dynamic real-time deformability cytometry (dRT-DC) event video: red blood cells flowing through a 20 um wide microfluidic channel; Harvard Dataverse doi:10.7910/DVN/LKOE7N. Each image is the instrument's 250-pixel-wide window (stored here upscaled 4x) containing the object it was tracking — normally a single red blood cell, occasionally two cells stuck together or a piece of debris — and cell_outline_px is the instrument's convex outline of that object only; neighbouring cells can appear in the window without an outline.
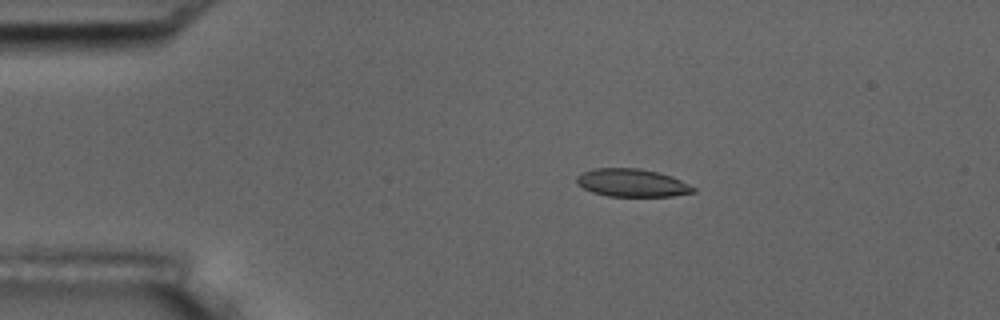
{"species": "common noctule bat (a hibernating species)", "species_latin": "Nyctalus noctula", "temperature_condition": "room temperature", "stored_images_in_passage": 5, "camera_frame_rate_fps": 3000, "um_per_image_px": 0.085, "animal": {"sex": "male", "body_mass_g": 17.5, "forearm_length_mm": 52.3}, "frame": {"image": 1, "passage_image": 4, "time_ms": 3.333, "image_size_px": [1000, 320], "cell_outline_px": [[696, 192], [672, 196], [608, 196], [592, 192], [576, 184], [576, 176], [584, 172], [596, 168], [640, 168], [672, 176], [696, 188]], "centroid_in_image_um": [53.72, 15.54], "position_along_channel_um": 31.3, "area_um2": 18.9}}